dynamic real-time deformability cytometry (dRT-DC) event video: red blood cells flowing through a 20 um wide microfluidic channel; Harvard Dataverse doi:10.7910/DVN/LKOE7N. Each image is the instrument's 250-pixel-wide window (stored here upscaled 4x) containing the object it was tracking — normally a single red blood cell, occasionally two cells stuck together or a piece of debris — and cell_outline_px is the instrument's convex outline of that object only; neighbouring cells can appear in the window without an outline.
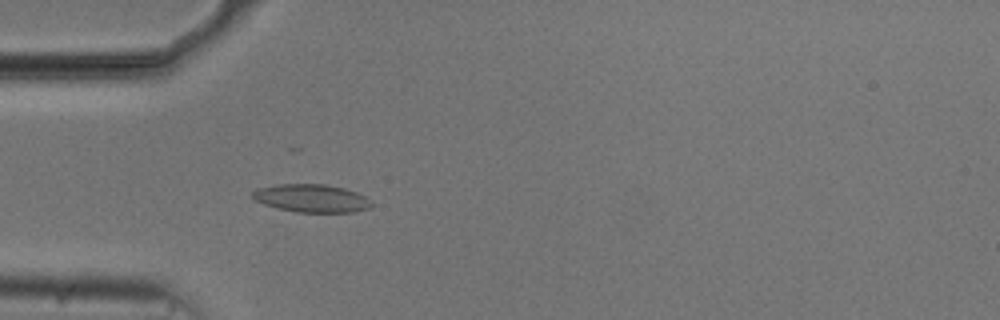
{"species": "common noctule bat (a hibernating species)", "species_latin": "Nyctalus noctula", "temperature_condition": "cold", "stored_images_in_passage": 54, "camera_frame_rate_fps": 3000, "um_per_image_px": 0.085, "animal": {"sex": "male", "body_mass_g": 20.5, "forearm_length_mm": 52.5}, "frame": {"image": 1, "passage_image": 16, "time_ms": 5.0, "image_size_px": [1000, 320], "cell_outline_px": [[372, 204], [368, 208], [352, 212], [296, 212], [276, 208], [264, 204], [256, 200], [252, 196], [252, 192], [256, 188], [276, 184], [324, 184], [344, 188], [356, 192], [364, 196]], "centroid_in_image_um": [26.43, 16.84], "position_along_channel_um": 58.6, "area_um2": 19.31}}
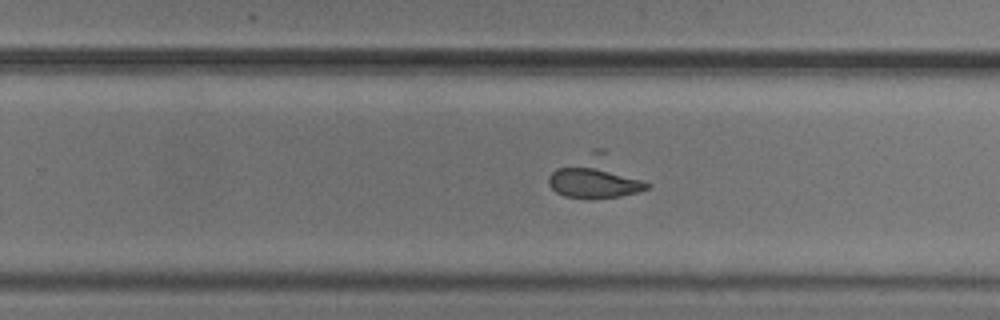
{"frame": {"image": 2, "passage_image": 34, "time_ms": 11.0, "image_size_px": [1000, 320], "cell_outline_px": [[652, 184], [648, 188], [636, 192], [620, 196], [564, 196], [556, 192], [548, 184], [548, 176], [556, 168], [596, 148], [604, 148]], "centroid_in_image_um": [50.7, 15.0], "position_along_channel_um": 279.1, "area_um2": 23.93}}
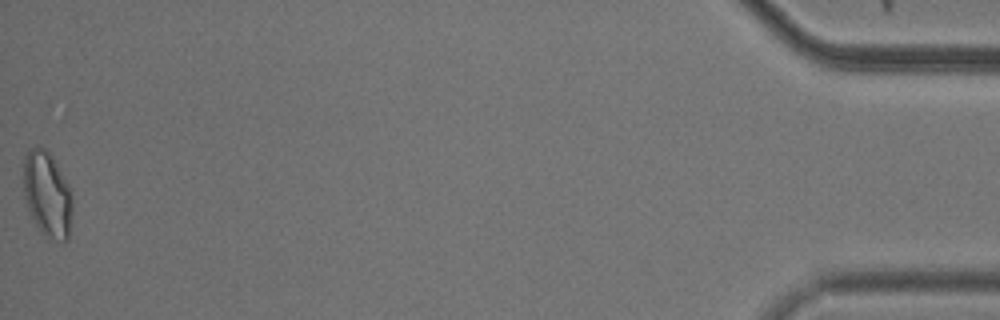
{"frame": {"image": 3, "passage_image": 54, "time_ms": 17.667, "image_size_px": [1000, 320], "cell_outline_px": [[72, 212], [68, 240], [64, 240], [44, 236], [36, 224], [24, 200], [24, 156], [28, 148], [36, 144], [40, 144], [52, 156], [68, 184], [72, 200]], "centroid_in_image_um": [4.0, 16.46], "position_along_channel_um": 431.2, "area_um2": 24.33}}